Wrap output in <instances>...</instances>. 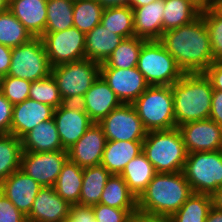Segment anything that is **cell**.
<instances>
[{
  "instance_id": "obj_14",
  "label": "cell",
  "mask_w": 222,
  "mask_h": 222,
  "mask_svg": "<svg viewBox=\"0 0 222 222\" xmlns=\"http://www.w3.org/2000/svg\"><path fill=\"white\" fill-rule=\"evenodd\" d=\"M53 118L63 149L66 151L94 123L79 103H63L54 109Z\"/></svg>"
},
{
  "instance_id": "obj_45",
  "label": "cell",
  "mask_w": 222,
  "mask_h": 222,
  "mask_svg": "<svg viewBox=\"0 0 222 222\" xmlns=\"http://www.w3.org/2000/svg\"><path fill=\"white\" fill-rule=\"evenodd\" d=\"M63 222H95L93 212L88 207H72V214Z\"/></svg>"
},
{
  "instance_id": "obj_28",
  "label": "cell",
  "mask_w": 222,
  "mask_h": 222,
  "mask_svg": "<svg viewBox=\"0 0 222 222\" xmlns=\"http://www.w3.org/2000/svg\"><path fill=\"white\" fill-rule=\"evenodd\" d=\"M82 180L83 168L67 159L53 187L57 194L71 206H77L79 204Z\"/></svg>"
},
{
  "instance_id": "obj_31",
  "label": "cell",
  "mask_w": 222,
  "mask_h": 222,
  "mask_svg": "<svg viewBox=\"0 0 222 222\" xmlns=\"http://www.w3.org/2000/svg\"><path fill=\"white\" fill-rule=\"evenodd\" d=\"M100 24L124 39L135 36L133 9L130 6L104 9Z\"/></svg>"
},
{
  "instance_id": "obj_48",
  "label": "cell",
  "mask_w": 222,
  "mask_h": 222,
  "mask_svg": "<svg viewBox=\"0 0 222 222\" xmlns=\"http://www.w3.org/2000/svg\"><path fill=\"white\" fill-rule=\"evenodd\" d=\"M129 222H170L169 217L147 215L140 212L133 213Z\"/></svg>"
},
{
  "instance_id": "obj_13",
  "label": "cell",
  "mask_w": 222,
  "mask_h": 222,
  "mask_svg": "<svg viewBox=\"0 0 222 222\" xmlns=\"http://www.w3.org/2000/svg\"><path fill=\"white\" fill-rule=\"evenodd\" d=\"M100 75L123 104H132L150 86L137 67L119 69L100 66Z\"/></svg>"
},
{
  "instance_id": "obj_7",
  "label": "cell",
  "mask_w": 222,
  "mask_h": 222,
  "mask_svg": "<svg viewBox=\"0 0 222 222\" xmlns=\"http://www.w3.org/2000/svg\"><path fill=\"white\" fill-rule=\"evenodd\" d=\"M136 67L150 86H171L184 74L159 40L143 43Z\"/></svg>"
},
{
  "instance_id": "obj_22",
  "label": "cell",
  "mask_w": 222,
  "mask_h": 222,
  "mask_svg": "<svg viewBox=\"0 0 222 222\" xmlns=\"http://www.w3.org/2000/svg\"><path fill=\"white\" fill-rule=\"evenodd\" d=\"M47 0H9V10L33 37H41L47 20Z\"/></svg>"
},
{
  "instance_id": "obj_18",
  "label": "cell",
  "mask_w": 222,
  "mask_h": 222,
  "mask_svg": "<svg viewBox=\"0 0 222 222\" xmlns=\"http://www.w3.org/2000/svg\"><path fill=\"white\" fill-rule=\"evenodd\" d=\"M42 186L22 170H17L0 183V191L28 216L34 199Z\"/></svg>"
},
{
  "instance_id": "obj_41",
  "label": "cell",
  "mask_w": 222,
  "mask_h": 222,
  "mask_svg": "<svg viewBox=\"0 0 222 222\" xmlns=\"http://www.w3.org/2000/svg\"><path fill=\"white\" fill-rule=\"evenodd\" d=\"M95 222H129L138 209H119L98 203L90 207Z\"/></svg>"
},
{
  "instance_id": "obj_17",
  "label": "cell",
  "mask_w": 222,
  "mask_h": 222,
  "mask_svg": "<svg viewBox=\"0 0 222 222\" xmlns=\"http://www.w3.org/2000/svg\"><path fill=\"white\" fill-rule=\"evenodd\" d=\"M72 207L54 187H42L34 199L27 222H63L72 214Z\"/></svg>"
},
{
  "instance_id": "obj_38",
  "label": "cell",
  "mask_w": 222,
  "mask_h": 222,
  "mask_svg": "<svg viewBox=\"0 0 222 222\" xmlns=\"http://www.w3.org/2000/svg\"><path fill=\"white\" fill-rule=\"evenodd\" d=\"M29 98L50 105L54 109L64 103L51 74L46 78L31 82Z\"/></svg>"
},
{
  "instance_id": "obj_46",
  "label": "cell",
  "mask_w": 222,
  "mask_h": 222,
  "mask_svg": "<svg viewBox=\"0 0 222 222\" xmlns=\"http://www.w3.org/2000/svg\"><path fill=\"white\" fill-rule=\"evenodd\" d=\"M209 119L222 126V91L213 90Z\"/></svg>"
},
{
  "instance_id": "obj_51",
  "label": "cell",
  "mask_w": 222,
  "mask_h": 222,
  "mask_svg": "<svg viewBox=\"0 0 222 222\" xmlns=\"http://www.w3.org/2000/svg\"><path fill=\"white\" fill-rule=\"evenodd\" d=\"M205 222H222V211L211 207Z\"/></svg>"
},
{
  "instance_id": "obj_25",
  "label": "cell",
  "mask_w": 222,
  "mask_h": 222,
  "mask_svg": "<svg viewBox=\"0 0 222 222\" xmlns=\"http://www.w3.org/2000/svg\"><path fill=\"white\" fill-rule=\"evenodd\" d=\"M22 151L47 152L64 150L54 118L39 123L22 139Z\"/></svg>"
},
{
  "instance_id": "obj_19",
  "label": "cell",
  "mask_w": 222,
  "mask_h": 222,
  "mask_svg": "<svg viewBox=\"0 0 222 222\" xmlns=\"http://www.w3.org/2000/svg\"><path fill=\"white\" fill-rule=\"evenodd\" d=\"M54 108L33 99L13 106L10 134L22 139L39 123L53 118Z\"/></svg>"
},
{
  "instance_id": "obj_53",
  "label": "cell",
  "mask_w": 222,
  "mask_h": 222,
  "mask_svg": "<svg viewBox=\"0 0 222 222\" xmlns=\"http://www.w3.org/2000/svg\"><path fill=\"white\" fill-rule=\"evenodd\" d=\"M155 0H132V7H142L152 3Z\"/></svg>"
},
{
  "instance_id": "obj_24",
  "label": "cell",
  "mask_w": 222,
  "mask_h": 222,
  "mask_svg": "<svg viewBox=\"0 0 222 222\" xmlns=\"http://www.w3.org/2000/svg\"><path fill=\"white\" fill-rule=\"evenodd\" d=\"M123 40V37L98 24L86 33L85 58L102 64Z\"/></svg>"
},
{
  "instance_id": "obj_50",
  "label": "cell",
  "mask_w": 222,
  "mask_h": 222,
  "mask_svg": "<svg viewBox=\"0 0 222 222\" xmlns=\"http://www.w3.org/2000/svg\"><path fill=\"white\" fill-rule=\"evenodd\" d=\"M212 207L222 211V186H220L212 195Z\"/></svg>"
},
{
  "instance_id": "obj_26",
  "label": "cell",
  "mask_w": 222,
  "mask_h": 222,
  "mask_svg": "<svg viewBox=\"0 0 222 222\" xmlns=\"http://www.w3.org/2000/svg\"><path fill=\"white\" fill-rule=\"evenodd\" d=\"M155 174L156 171L153 165L142 151L135 158L128 162L120 176L128 185V189L138 199L145 191Z\"/></svg>"
},
{
  "instance_id": "obj_8",
  "label": "cell",
  "mask_w": 222,
  "mask_h": 222,
  "mask_svg": "<svg viewBox=\"0 0 222 222\" xmlns=\"http://www.w3.org/2000/svg\"><path fill=\"white\" fill-rule=\"evenodd\" d=\"M182 172L194 193L212 195L222 186V150L187 154Z\"/></svg>"
},
{
  "instance_id": "obj_47",
  "label": "cell",
  "mask_w": 222,
  "mask_h": 222,
  "mask_svg": "<svg viewBox=\"0 0 222 222\" xmlns=\"http://www.w3.org/2000/svg\"><path fill=\"white\" fill-rule=\"evenodd\" d=\"M12 48L0 44V78L7 76L11 64Z\"/></svg>"
},
{
  "instance_id": "obj_32",
  "label": "cell",
  "mask_w": 222,
  "mask_h": 222,
  "mask_svg": "<svg viewBox=\"0 0 222 222\" xmlns=\"http://www.w3.org/2000/svg\"><path fill=\"white\" fill-rule=\"evenodd\" d=\"M145 41L136 36L124 39L100 66L119 69L136 67L142 45Z\"/></svg>"
},
{
  "instance_id": "obj_10",
  "label": "cell",
  "mask_w": 222,
  "mask_h": 222,
  "mask_svg": "<svg viewBox=\"0 0 222 222\" xmlns=\"http://www.w3.org/2000/svg\"><path fill=\"white\" fill-rule=\"evenodd\" d=\"M51 67L85 58L86 34L72 27L41 36Z\"/></svg>"
},
{
  "instance_id": "obj_44",
  "label": "cell",
  "mask_w": 222,
  "mask_h": 222,
  "mask_svg": "<svg viewBox=\"0 0 222 222\" xmlns=\"http://www.w3.org/2000/svg\"><path fill=\"white\" fill-rule=\"evenodd\" d=\"M204 74L211 81L213 90L222 91V61H214Z\"/></svg>"
},
{
  "instance_id": "obj_34",
  "label": "cell",
  "mask_w": 222,
  "mask_h": 222,
  "mask_svg": "<svg viewBox=\"0 0 222 222\" xmlns=\"http://www.w3.org/2000/svg\"><path fill=\"white\" fill-rule=\"evenodd\" d=\"M211 207V195L193 193L169 219L170 222H205Z\"/></svg>"
},
{
  "instance_id": "obj_15",
  "label": "cell",
  "mask_w": 222,
  "mask_h": 222,
  "mask_svg": "<svg viewBox=\"0 0 222 222\" xmlns=\"http://www.w3.org/2000/svg\"><path fill=\"white\" fill-rule=\"evenodd\" d=\"M187 154L222 150V126L211 119L180 125Z\"/></svg>"
},
{
  "instance_id": "obj_27",
  "label": "cell",
  "mask_w": 222,
  "mask_h": 222,
  "mask_svg": "<svg viewBox=\"0 0 222 222\" xmlns=\"http://www.w3.org/2000/svg\"><path fill=\"white\" fill-rule=\"evenodd\" d=\"M111 173L102 165L83 168V180L78 207H92L100 202Z\"/></svg>"
},
{
  "instance_id": "obj_12",
  "label": "cell",
  "mask_w": 222,
  "mask_h": 222,
  "mask_svg": "<svg viewBox=\"0 0 222 222\" xmlns=\"http://www.w3.org/2000/svg\"><path fill=\"white\" fill-rule=\"evenodd\" d=\"M67 159L68 152L66 150L47 152L23 151L20 170L33 178L42 187H53Z\"/></svg>"
},
{
  "instance_id": "obj_29",
  "label": "cell",
  "mask_w": 222,
  "mask_h": 222,
  "mask_svg": "<svg viewBox=\"0 0 222 222\" xmlns=\"http://www.w3.org/2000/svg\"><path fill=\"white\" fill-rule=\"evenodd\" d=\"M162 34L191 23L201 15V9L190 0H164Z\"/></svg>"
},
{
  "instance_id": "obj_43",
  "label": "cell",
  "mask_w": 222,
  "mask_h": 222,
  "mask_svg": "<svg viewBox=\"0 0 222 222\" xmlns=\"http://www.w3.org/2000/svg\"><path fill=\"white\" fill-rule=\"evenodd\" d=\"M13 106L0 92V135L10 134Z\"/></svg>"
},
{
  "instance_id": "obj_16",
  "label": "cell",
  "mask_w": 222,
  "mask_h": 222,
  "mask_svg": "<svg viewBox=\"0 0 222 222\" xmlns=\"http://www.w3.org/2000/svg\"><path fill=\"white\" fill-rule=\"evenodd\" d=\"M106 141L102 127L98 123H93L67 150L68 159L81 168L98 166L102 160Z\"/></svg>"
},
{
  "instance_id": "obj_5",
  "label": "cell",
  "mask_w": 222,
  "mask_h": 222,
  "mask_svg": "<svg viewBox=\"0 0 222 222\" xmlns=\"http://www.w3.org/2000/svg\"><path fill=\"white\" fill-rule=\"evenodd\" d=\"M100 63L87 58L51 68L64 103H79L100 76Z\"/></svg>"
},
{
  "instance_id": "obj_55",
  "label": "cell",
  "mask_w": 222,
  "mask_h": 222,
  "mask_svg": "<svg viewBox=\"0 0 222 222\" xmlns=\"http://www.w3.org/2000/svg\"><path fill=\"white\" fill-rule=\"evenodd\" d=\"M9 10V0H0V13Z\"/></svg>"
},
{
  "instance_id": "obj_35",
  "label": "cell",
  "mask_w": 222,
  "mask_h": 222,
  "mask_svg": "<svg viewBox=\"0 0 222 222\" xmlns=\"http://www.w3.org/2000/svg\"><path fill=\"white\" fill-rule=\"evenodd\" d=\"M74 0H47L45 32H59L73 27Z\"/></svg>"
},
{
  "instance_id": "obj_2",
  "label": "cell",
  "mask_w": 222,
  "mask_h": 222,
  "mask_svg": "<svg viewBox=\"0 0 222 222\" xmlns=\"http://www.w3.org/2000/svg\"><path fill=\"white\" fill-rule=\"evenodd\" d=\"M193 193L182 171L156 173L138 198V212L170 217Z\"/></svg>"
},
{
  "instance_id": "obj_6",
  "label": "cell",
  "mask_w": 222,
  "mask_h": 222,
  "mask_svg": "<svg viewBox=\"0 0 222 222\" xmlns=\"http://www.w3.org/2000/svg\"><path fill=\"white\" fill-rule=\"evenodd\" d=\"M132 104L147 131L176 127L171 86H149Z\"/></svg>"
},
{
  "instance_id": "obj_52",
  "label": "cell",
  "mask_w": 222,
  "mask_h": 222,
  "mask_svg": "<svg viewBox=\"0 0 222 222\" xmlns=\"http://www.w3.org/2000/svg\"><path fill=\"white\" fill-rule=\"evenodd\" d=\"M209 7L222 18V0H213Z\"/></svg>"
},
{
  "instance_id": "obj_4",
  "label": "cell",
  "mask_w": 222,
  "mask_h": 222,
  "mask_svg": "<svg viewBox=\"0 0 222 222\" xmlns=\"http://www.w3.org/2000/svg\"><path fill=\"white\" fill-rule=\"evenodd\" d=\"M156 173L183 171L187 152L178 127L169 130L148 131L143 150Z\"/></svg>"
},
{
  "instance_id": "obj_3",
  "label": "cell",
  "mask_w": 222,
  "mask_h": 222,
  "mask_svg": "<svg viewBox=\"0 0 222 222\" xmlns=\"http://www.w3.org/2000/svg\"><path fill=\"white\" fill-rule=\"evenodd\" d=\"M171 88L176 127L209 119L213 87L204 73H184Z\"/></svg>"
},
{
  "instance_id": "obj_42",
  "label": "cell",
  "mask_w": 222,
  "mask_h": 222,
  "mask_svg": "<svg viewBox=\"0 0 222 222\" xmlns=\"http://www.w3.org/2000/svg\"><path fill=\"white\" fill-rule=\"evenodd\" d=\"M0 222H27V216L0 191Z\"/></svg>"
},
{
  "instance_id": "obj_33",
  "label": "cell",
  "mask_w": 222,
  "mask_h": 222,
  "mask_svg": "<svg viewBox=\"0 0 222 222\" xmlns=\"http://www.w3.org/2000/svg\"><path fill=\"white\" fill-rule=\"evenodd\" d=\"M22 142L12 134L0 135V183L20 169Z\"/></svg>"
},
{
  "instance_id": "obj_9",
  "label": "cell",
  "mask_w": 222,
  "mask_h": 222,
  "mask_svg": "<svg viewBox=\"0 0 222 222\" xmlns=\"http://www.w3.org/2000/svg\"><path fill=\"white\" fill-rule=\"evenodd\" d=\"M51 65L41 37L12 48L8 76L18 77L31 82L48 77Z\"/></svg>"
},
{
  "instance_id": "obj_49",
  "label": "cell",
  "mask_w": 222,
  "mask_h": 222,
  "mask_svg": "<svg viewBox=\"0 0 222 222\" xmlns=\"http://www.w3.org/2000/svg\"><path fill=\"white\" fill-rule=\"evenodd\" d=\"M104 9L120 7V6H130L132 7V0H97Z\"/></svg>"
},
{
  "instance_id": "obj_23",
  "label": "cell",
  "mask_w": 222,
  "mask_h": 222,
  "mask_svg": "<svg viewBox=\"0 0 222 222\" xmlns=\"http://www.w3.org/2000/svg\"><path fill=\"white\" fill-rule=\"evenodd\" d=\"M143 150V141L107 140L100 165L111 174L120 175L129 161Z\"/></svg>"
},
{
  "instance_id": "obj_36",
  "label": "cell",
  "mask_w": 222,
  "mask_h": 222,
  "mask_svg": "<svg viewBox=\"0 0 222 222\" xmlns=\"http://www.w3.org/2000/svg\"><path fill=\"white\" fill-rule=\"evenodd\" d=\"M32 38L34 37L10 10L0 13V44L14 48Z\"/></svg>"
},
{
  "instance_id": "obj_20",
  "label": "cell",
  "mask_w": 222,
  "mask_h": 222,
  "mask_svg": "<svg viewBox=\"0 0 222 222\" xmlns=\"http://www.w3.org/2000/svg\"><path fill=\"white\" fill-rule=\"evenodd\" d=\"M94 123H99L122 103L100 75L79 102Z\"/></svg>"
},
{
  "instance_id": "obj_1",
  "label": "cell",
  "mask_w": 222,
  "mask_h": 222,
  "mask_svg": "<svg viewBox=\"0 0 222 222\" xmlns=\"http://www.w3.org/2000/svg\"><path fill=\"white\" fill-rule=\"evenodd\" d=\"M159 41L184 73H204L215 61L202 15L191 23L165 31Z\"/></svg>"
},
{
  "instance_id": "obj_54",
  "label": "cell",
  "mask_w": 222,
  "mask_h": 222,
  "mask_svg": "<svg viewBox=\"0 0 222 222\" xmlns=\"http://www.w3.org/2000/svg\"><path fill=\"white\" fill-rule=\"evenodd\" d=\"M194 2L201 10L210 6V3L207 0H190Z\"/></svg>"
},
{
  "instance_id": "obj_39",
  "label": "cell",
  "mask_w": 222,
  "mask_h": 222,
  "mask_svg": "<svg viewBox=\"0 0 222 222\" xmlns=\"http://www.w3.org/2000/svg\"><path fill=\"white\" fill-rule=\"evenodd\" d=\"M201 15L209 32L213 59L222 61V18L210 7L203 9Z\"/></svg>"
},
{
  "instance_id": "obj_37",
  "label": "cell",
  "mask_w": 222,
  "mask_h": 222,
  "mask_svg": "<svg viewBox=\"0 0 222 222\" xmlns=\"http://www.w3.org/2000/svg\"><path fill=\"white\" fill-rule=\"evenodd\" d=\"M104 8L97 0H74L73 27L85 34L100 24Z\"/></svg>"
},
{
  "instance_id": "obj_30",
  "label": "cell",
  "mask_w": 222,
  "mask_h": 222,
  "mask_svg": "<svg viewBox=\"0 0 222 222\" xmlns=\"http://www.w3.org/2000/svg\"><path fill=\"white\" fill-rule=\"evenodd\" d=\"M99 203L119 209H138V199L117 174H111L108 178Z\"/></svg>"
},
{
  "instance_id": "obj_11",
  "label": "cell",
  "mask_w": 222,
  "mask_h": 222,
  "mask_svg": "<svg viewBox=\"0 0 222 222\" xmlns=\"http://www.w3.org/2000/svg\"><path fill=\"white\" fill-rule=\"evenodd\" d=\"M111 141H143L147 135L133 104H121L98 123Z\"/></svg>"
},
{
  "instance_id": "obj_21",
  "label": "cell",
  "mask_w": 222,
  "mask_h": 222,
  "mask_svg": "<svg viewBox=\"0 0 222 222\" xmlns=\"http://www.w3.org/2000/svg\"><path fill=\"white\" fill-rule=\"evenodd\" d=\"M164 7V0H155L142 7H131L136 37L146 41L160 40Z\"/></svg>"
},
{
  "instance_id": "obj_40",
  "label": "cell",
  "mask_w": 222,
  "mask_h": 222,
  "mask_svg": "<svg viewBox=\"0 0 222 222\" xmlns=\"http://www.w3.org/2000/svg\"><path fill=\"white\" fill-rule=\"evenodd\" d=\"M31 81L13 76L0 78V92L13 105L21 103L29 98Z\"/></svg>"
}]
</instances>
